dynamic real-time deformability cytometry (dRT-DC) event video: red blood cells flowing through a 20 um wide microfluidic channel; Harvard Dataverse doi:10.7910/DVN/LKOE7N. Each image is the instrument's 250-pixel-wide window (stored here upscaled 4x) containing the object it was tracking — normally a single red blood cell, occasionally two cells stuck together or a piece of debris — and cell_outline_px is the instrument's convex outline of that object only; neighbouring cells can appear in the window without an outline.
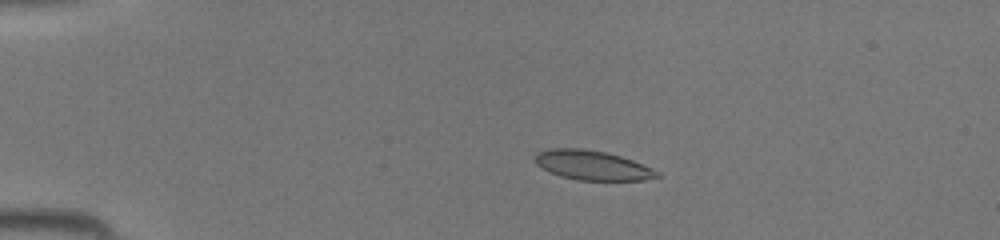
{"species": "common noctule bat (a hibernating species)", "species_latin": "Nyctalus noctula", "temperature_condition": "room temperature", "stored_images_in_passage": 37, "camera_frame_rate_fps": 3000, "um_per_image_px": 0.085, "animal": {"sex": "female", "body_mass_g": 19.5, "forearm_length_mm": 54.1}, "frame": {"image": 1, "passage_image": 2, "time_ms": 0.333, "image_size_px": [1000, 240], "cell_outline_px": [[660, 176], [644, 180], [576, 180], [560, 176], [536, 164], [536, 152], [548, 148], [584, 148], [604, 152], [620, 156], [632, 160], [652, 168], [660, 172]], "centroid_in_image_um": [50.35, 14.04], "position_along_channel_um": 34.6, "area_um2": 20.87}}
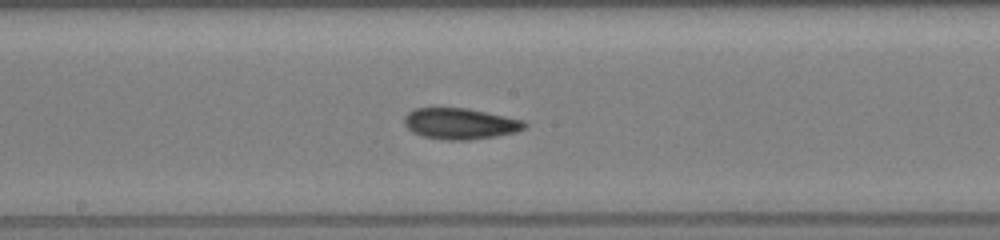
{"frame": {"image": 2, "passage_image": 17, "time_ms": 5.333, "image_size_px": [1000, 240], "cell_outline_px": [[528, 124], [524, 128], [516, 132], [496, 136], [468, 140], [448, 140], [420, 136], [412, 132], [404, 124], [404, 116], [408, 112], [416, 108], [468, 108], [524, 120]], "centroid_in_image_um": [39.11, 10.51], "position_along_channel_um": 209.1, "area_um2": 21.85}}
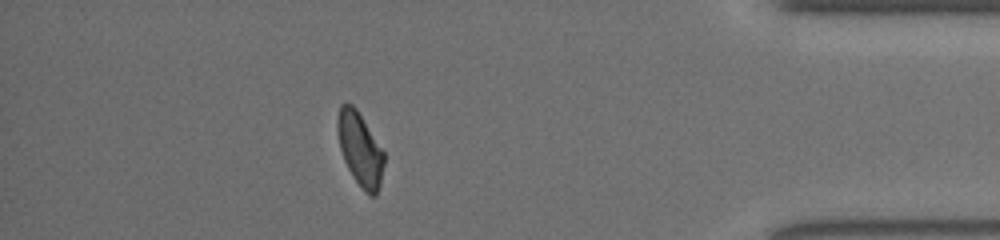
{"frame": {"image": 3, "passage_image": 32, "time_ms": 10.333, "image_size_px": [1000, 240], "cell_outline_px": [[384, 164], [380, 184], [376, 196], [368, 196], [364, 192], [352, 176], [344, 160], [340, 148], [336, 128], [336, 120], [340, 104], [352, 104], [356, 108], [384, 152]], "centroid_in_image_um": [30.59, 12.7], "position_along_channel_um": 404.6, "area_um2": 19.94}}